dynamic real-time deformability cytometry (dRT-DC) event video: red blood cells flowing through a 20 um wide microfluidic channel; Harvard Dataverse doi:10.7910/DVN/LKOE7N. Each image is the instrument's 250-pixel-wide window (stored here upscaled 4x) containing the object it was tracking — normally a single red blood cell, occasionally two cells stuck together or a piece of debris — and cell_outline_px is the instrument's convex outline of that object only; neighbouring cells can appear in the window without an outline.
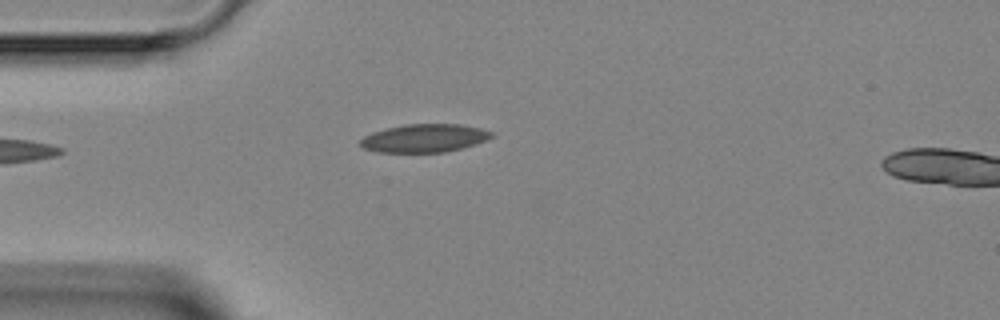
{"species": "Egyptian fruit bat (a non-hibernating species)", "species_latin": "Rousettus aegyptiacus", "temperature_condition": "room temperature", "stored_images_in_passage": 2, "camera_frame_rate_fps": 3000, "um_per_image_px": 0.085, "animal": {"sex": "female"}, "frame": {"image": 1, "passage_image": 1, "time_ms": 0.0, "image_size_px": [1000, 320], "cell_outline_px": [[496, 136], [488, 140], [476, 144], [444, 152], [376, 152], [364, 148], [360, 144], [360, 140], [364, 136], [372, 132], [384, 128], [404, 124], [460, 124], [480, 128], [492, 132]], "centroid_in_image_um": [36.08, 11.73], "position_along_channel_um": 48.9, "area_um2": 21.68}}